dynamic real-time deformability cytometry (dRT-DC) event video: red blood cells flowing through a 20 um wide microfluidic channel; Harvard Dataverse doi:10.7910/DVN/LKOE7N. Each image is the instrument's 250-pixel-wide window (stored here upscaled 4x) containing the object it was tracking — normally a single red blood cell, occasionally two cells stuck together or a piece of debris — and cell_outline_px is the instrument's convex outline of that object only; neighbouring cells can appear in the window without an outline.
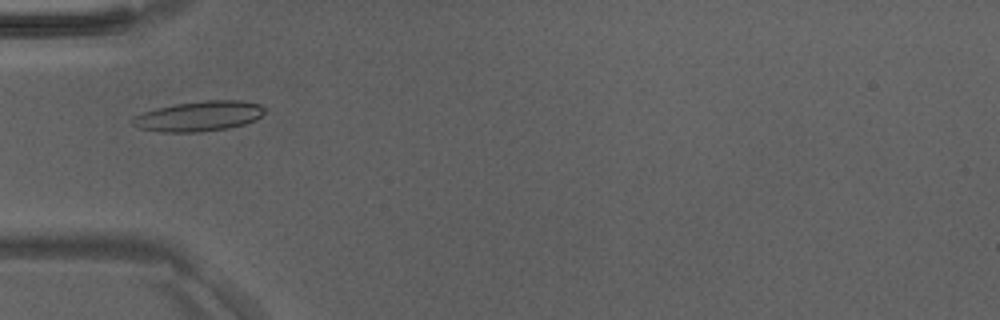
{"species": "Egyptian fruit bat (a non-hibernating species)", "species_latin": "Rousettus aegyptiacus", "temperature_condition": "room temperature", "stored_images_in_passage": 9, "camera_frame_rate_fps": 3000, "um_per_image_px": 0.085, "animal": {"sex": "male"}, "frame": {"image": 1, "passage_image": 1, "time_ms": 0.0, "image_size_px": [1000, 320], "cell_outline_px": [[264, 112], [256, 120], [244, 124], [228, 128], [200, 132], [164, 132], [140, 128], [132, 124], [128, 120], [132, 116], [156, 108], [176, 104], [204, 100], [244, 100], [260, 104], [264, 108]], "centroid_in_image_um": [16.89, 9.87], "position_along_channel_um": 68.1, "area_um2": 23.29}}
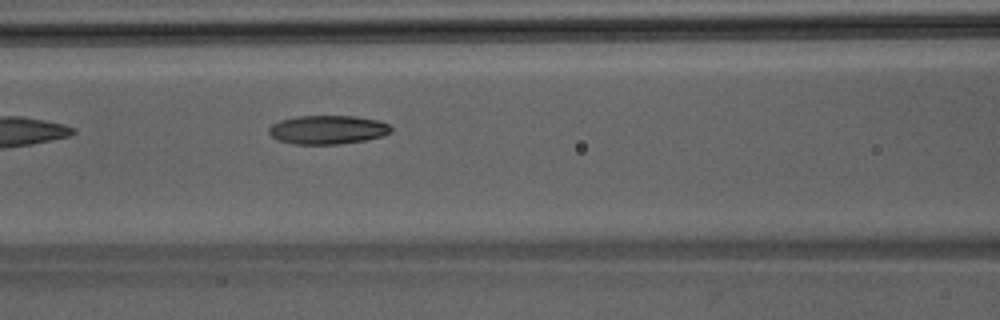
{"frame": {"image": 2, "passage_image": 6, "time_ms": 1.667, "image_size_px": [1000, 320], "cell_outline_px": [[392, 132], [384, 136], [368, 140], [340, 144], [296, 144], [276, 140], [268, 132], [268, 128], [272, 124], [280, 120], [296, 116], [356, 116], [376, 120], [388, 124], [392, 128]], "centroid_in_image_um": [27.86, 11.03], "position_along_channel_um": 138.7, "area_um2": 20.69}}